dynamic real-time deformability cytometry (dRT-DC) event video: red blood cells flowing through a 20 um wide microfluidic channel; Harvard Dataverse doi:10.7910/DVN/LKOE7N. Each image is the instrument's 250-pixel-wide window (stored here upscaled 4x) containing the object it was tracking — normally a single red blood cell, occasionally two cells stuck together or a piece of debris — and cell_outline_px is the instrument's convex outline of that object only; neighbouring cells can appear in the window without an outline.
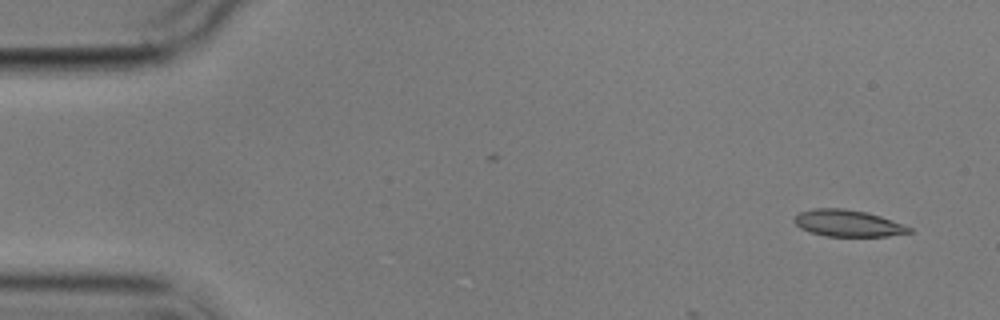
{"species": "common noctule bat (a hibernating species)", "species_latin": "Nyctalus noctula", "temperature_condition": "cold", "stored_images_in_passage": 5, "camera_frame_rate_fps": 3000, "um_per_image_px": 0.085, "animal": {"sex": "male", "body_mass_g": 17.9}, "frame": {"image": 1, "passage_image": 1, "time_ms": 0.0, "image_size_px": [1000, 320], "cell_outline_px": [[912, 232], [888, 236], [824, 236], [808, 232], [800, 228], [792, 220], [800, 212], [812, 208], [844, 208], [864, 212], [880, 216], [892, 220], [912, 228]], "centroid_in_image_um": [72.03, 18.98], "position_along_channel_um": 13.0, "area_um2": 17.86}}
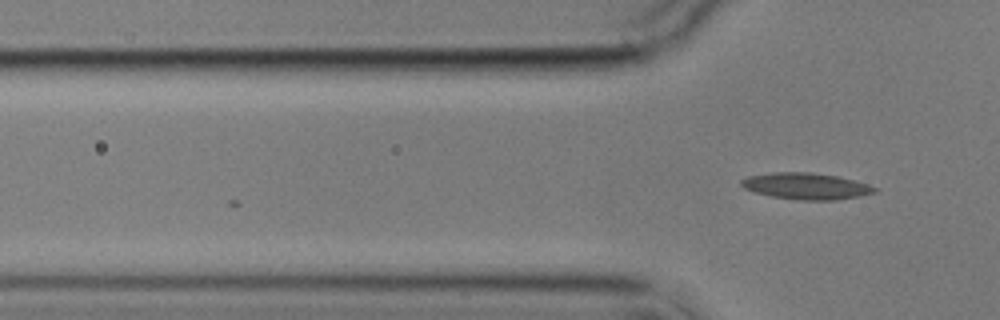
{"frame": {"image": 2, "passage_image": 5, "time_ms": 4.333, "image_size_px": [1000, 320], "cell_outline_px": [[876, 192], [860, 196], [836, 200], [796, 200], [772, 196], [752, 192], [744, 188], [740, 184], [740, 180], [748, 176], [772, 172], [812, 172], [836, 176], [868, 184], [876, 188]], "centroid_in_image_um": [68.47, 15.82], "position_along_channel_um": 57.3, "area_um2": 20.58}}